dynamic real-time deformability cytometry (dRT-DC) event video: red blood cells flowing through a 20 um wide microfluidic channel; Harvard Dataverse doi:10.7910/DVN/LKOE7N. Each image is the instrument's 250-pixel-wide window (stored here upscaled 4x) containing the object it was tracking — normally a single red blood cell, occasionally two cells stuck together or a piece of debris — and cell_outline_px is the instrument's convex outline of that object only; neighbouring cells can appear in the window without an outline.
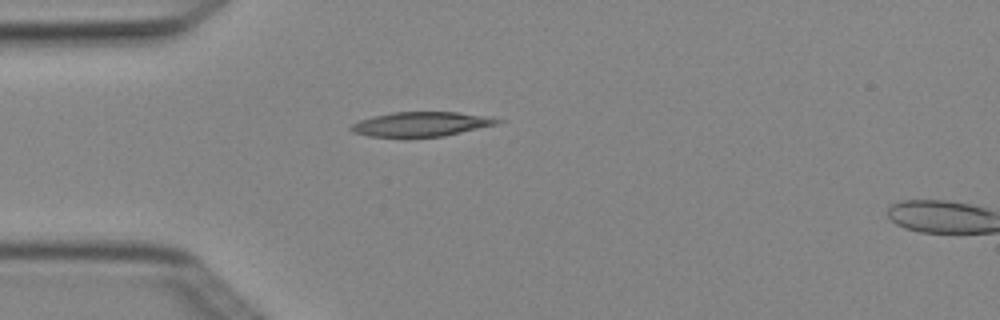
{"species": "Egyptian fruit bat (a non-hibernating species)", "species_latin": "Rousettus aegyptiacus", "temperature_condition": "cold", "stored_images_in_passage": 5, "camera_frame_rate_fps": 3000, "um_per_image_px": 0.085, "animal": {"sex": "female"}, "frame": {"image": 1, "passage_image": 5, "time_ms": 1.333, "image_size_px": [1000, 320], "cell_outline_px": [[504, 120], [500, 124], [444, 136], [404, 140], [368, 136], [352, 132], [348, 128], [352, 124], [360, 120], [372, 116], [392, 112], [456, 112]], "centroid_in_image_um": [35.71, 10.6], "position_along_channel_um": 49.3, "area_um2": 21.73}}